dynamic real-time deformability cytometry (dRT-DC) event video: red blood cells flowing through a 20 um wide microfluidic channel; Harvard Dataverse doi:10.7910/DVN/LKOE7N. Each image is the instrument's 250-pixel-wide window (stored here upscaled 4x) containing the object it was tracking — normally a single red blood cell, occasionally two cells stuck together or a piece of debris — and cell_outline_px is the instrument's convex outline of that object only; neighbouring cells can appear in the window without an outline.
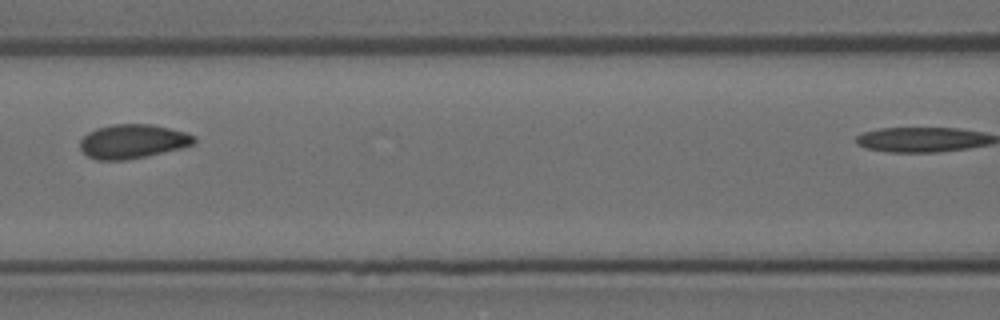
{"species": "Egyptian fruit bat (a non-hibernating species)", "species_latin": "Rousettus aegyptiacus", "temperature_condition": "room temperature", "stored_images_in_passage": 8, "camera_frame_rate_fps": 3000, "um_per_image_px": 0.085, "animal": {"sex": "female"}, "frame": {"image": 1, "passage_image": 6, "time_ms": 1.667, "image_size_px": [1000, 320], "cell_outline_px": [[196, 140], [192, 144], [180, 148], [144, 156], [124, 160], [96, 160], [88, 156], [80, 148], [80, 140], [88, 132], [96, 128], [112, 124], [152, 124], [184, 132], [196, 136]], "centroid_in_image_um": [11.24, 12.01], "position_along_channel_um": 155.4, "area_um2": 22.43}}
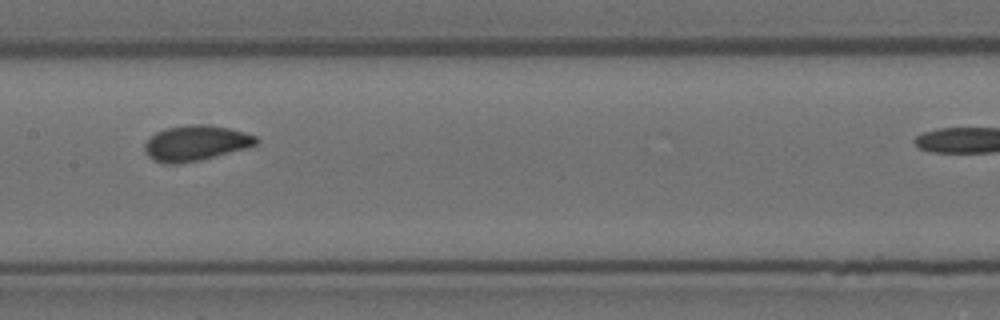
{"frame": {"image": 2, "passage_image": 7, "time_ms": 2.0, "image_size_px": [1000, 320], "cell_outline_px": [[260, 140], [256, 144], [244, 148], [200, 160], [172, 164], [168, 164], [152, 160], [144, 152], [144, 144], [156, 132], [164, 128], [184, 124], [200, 124], [228, 128], [244, 132], [256, 136]], "centroid_in_image_um": [16.59, 12.15], "position_along_channel_um": 190.8, "area_um2": 22.83}}